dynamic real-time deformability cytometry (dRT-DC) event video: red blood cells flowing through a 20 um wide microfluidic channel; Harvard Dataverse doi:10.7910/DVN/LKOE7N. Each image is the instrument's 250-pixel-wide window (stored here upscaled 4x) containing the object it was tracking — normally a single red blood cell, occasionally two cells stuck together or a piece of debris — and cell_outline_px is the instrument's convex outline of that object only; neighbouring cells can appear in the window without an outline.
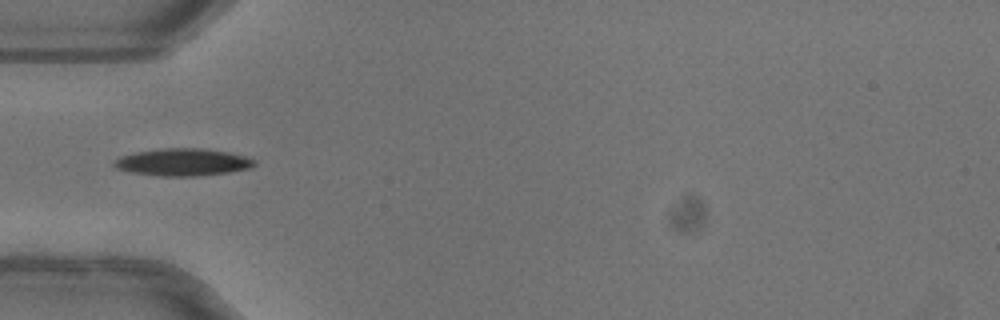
{"species": "common noctule bat (a hibernating species)", "species_latin": "Nyctalus noctula", "temperature_condition": "warm", "stored_images_in_passage": 29, "camera_frame_rate_fps": 3000, "um_per_image_px": 0.085, "animal": {"sex": "female"}, "frame": {"image": 1, "passage_image": 1, "time_ms": 0.0, "image_size_px": [1000, 320], "cell_outline_px": [[256, 164], [252, 168], [228, 172], [196, 176], [160, 176], [132, 172], [116, 168], [112, 164], [120, 156], [136, 152], [160, 148], [200, 148], [228, 152], [252, 156], [256, 160]], "centroid_in_image_um": [15.61, 13.78], "position_along_channel_um": 69.4, "area_um2": 22.48}, "authors_computed_cell_mechanics": {"area_um2": 21.675, "velocity_mm_per_s": 4.0476, "shape_relaxation_time_tau1_ms": 3.4407, "shape_relaxation_time_tau2_ms": null, "deformation_change_tau1": 0.1314, "deformation_change_tau2": null}}